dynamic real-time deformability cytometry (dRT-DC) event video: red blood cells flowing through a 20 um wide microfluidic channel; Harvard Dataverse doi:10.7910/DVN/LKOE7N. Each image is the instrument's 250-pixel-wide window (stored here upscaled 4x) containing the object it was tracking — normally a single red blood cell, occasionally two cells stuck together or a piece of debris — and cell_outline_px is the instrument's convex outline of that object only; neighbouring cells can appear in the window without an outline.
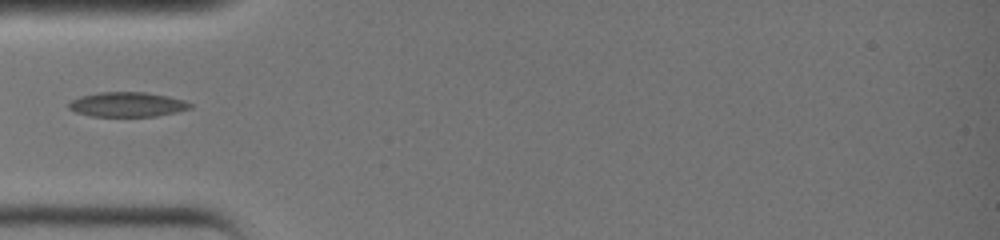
{"species": "common noctule bat (a hibernating species)", "species_latin": "Nyctalus noctula", "temperature_condition": "warm", "stored_images_in_passage": 21, "camera_frame_rate_fps": 3000, "um_per_image_px": 0.085, "animal": {"sex": "female", "body_mass_g": 19.0, "forearm_length_mm": 51.5}, "frame": {"image": 1, "passage_image": 1, "time_ms": 0.0, "image_size_px": [1000, 240], "cell_outline_px": [[192, 108], [176, 112], [156, 116], [88, 116], [76, 112], [68, 108], [68, 104], [72, 100], [80, 96], [100, 92], [144, 92], [168, 96], [184, 100], [192, 104]], "centroid_in_image_um": [10.81, 8.88], "position_along_channel_um": 74.2, "area_um2": 17.46}}
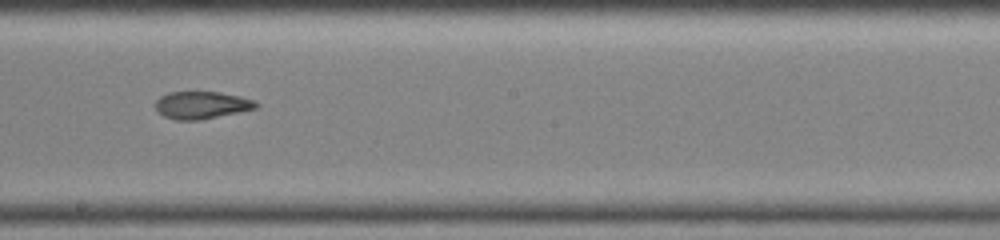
{"frame": {"image": 2, "passage_image": 10, "time_ms": 3.0, "image_size_px": [1000, 240], "cell_outline_px": [[260, 104], [256, 108], [200, 120], [176, 120], [164, 116], [156, 112], [156, 100], [160, 96], [168, 92], [220, 92], [240, 96], [256, 100]], "centroid_in_image_um": [17.13, 8.93], "position_along_channel_um": 231.1, "area_um2": 16.13}}
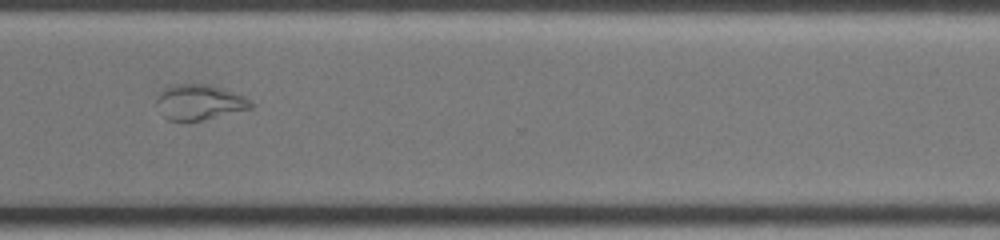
{"frame": {"image": 3, "passage_image": 17, "time_ms": 5.333, "image_size_px": [1000, 240], "cell_outline_px": [[252, 108], [200, 120], [168, 120], [164, 116], [156, 100], [156, 96], [168, 84], [208, 84], [224, 88], [244, 96], [252, 100]], "centroid_in_image_um": [16.95, 8.65], "position_along_channel_um": 353.7, "area_um2": 19.25}}